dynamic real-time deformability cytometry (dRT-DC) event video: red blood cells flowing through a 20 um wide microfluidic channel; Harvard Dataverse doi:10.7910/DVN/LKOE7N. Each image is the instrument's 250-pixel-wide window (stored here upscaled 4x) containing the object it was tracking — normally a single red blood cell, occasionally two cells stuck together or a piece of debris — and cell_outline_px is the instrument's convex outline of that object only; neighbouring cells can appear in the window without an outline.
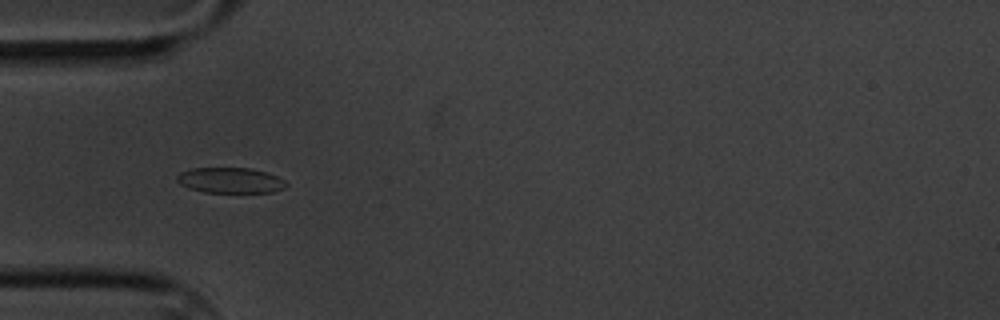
{"species": "common noctule bat (a hibernating species)", "species_latin": "Nyctalus noctula", "temperature_condition": "cold", "stored_images_in_passage": 11, "camera_frame_rate_fps": 3000, "um_per_image_px": 0.085, "animal": {"sex": "male", "body_mass_g": 20.1, "forearm_length_mm": 53.5}, "frame": {"image": 1, "passage_image": 5, "time_ms": 5.333, "image_size_px": [1000, 320], "cell_outline_px": [[288, 184], [284, 188], [272, 192], [204, 192], [188, 188], [180, 184], [176, 180], [176, 176], [180, 172], [192, 168], [252, 168], [276, 176], [284, 180]], "centroid_in_image_um": [19.54, 15.33], "position_along_channel_um": 65.5, "area_um2": 16.18}}
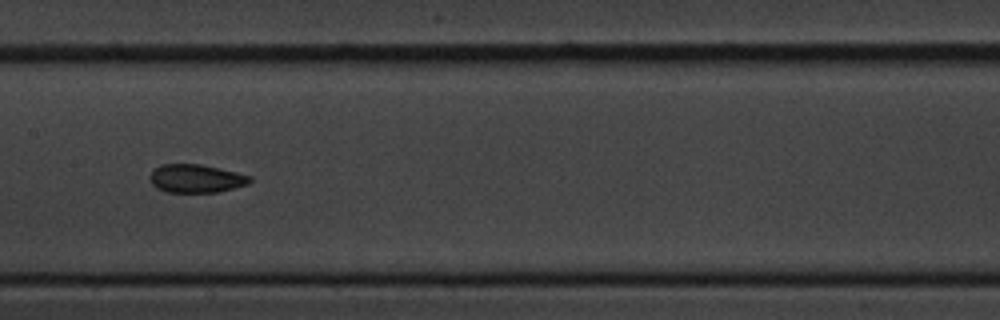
{"frame": {"image": 2, "passage_image": 8, "time_ms": 9.0, "image_size_px": [1000, 320], "cell_outline_px": [[252, 180], [248, 184], [220, 192], [164, 192], [156, 188], [152, 184], [148, 176], [152, 168], [160, 164], [200, 164], [236, 172], [252, 176]], "centroid_in_image_um": [16.62, 15.17], "position_along_channel_um": 190.8, "area_um2": 16.76}}
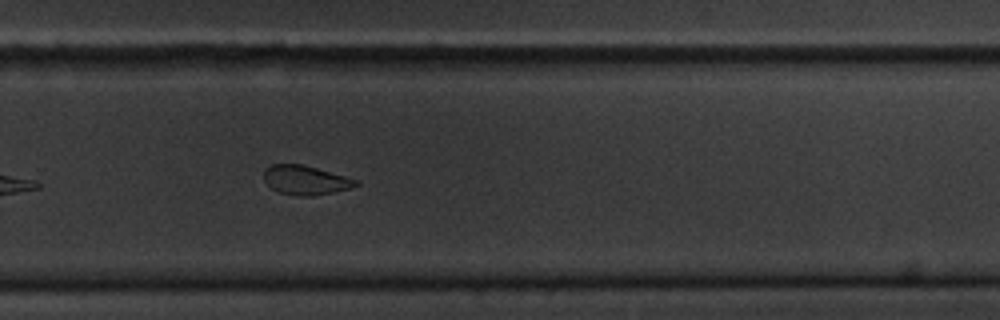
{"frame": {"image": 3, "passage_image": 11, "time_ms": 12.333, "image_size_px": [1000, 320], "cell_outline_px": [[360, 184], [348, 188], [332, 192], [312, 196], [296, 196], [280, 192], [272, 188], [264, 180], [264, 168], [272, 164], [304, 164], [344, 176], [356, 180]], "centroid_in_image_um": [25.92, 15.3], "position_along_channel_um": 303.9, "area_um2": 15.49}}